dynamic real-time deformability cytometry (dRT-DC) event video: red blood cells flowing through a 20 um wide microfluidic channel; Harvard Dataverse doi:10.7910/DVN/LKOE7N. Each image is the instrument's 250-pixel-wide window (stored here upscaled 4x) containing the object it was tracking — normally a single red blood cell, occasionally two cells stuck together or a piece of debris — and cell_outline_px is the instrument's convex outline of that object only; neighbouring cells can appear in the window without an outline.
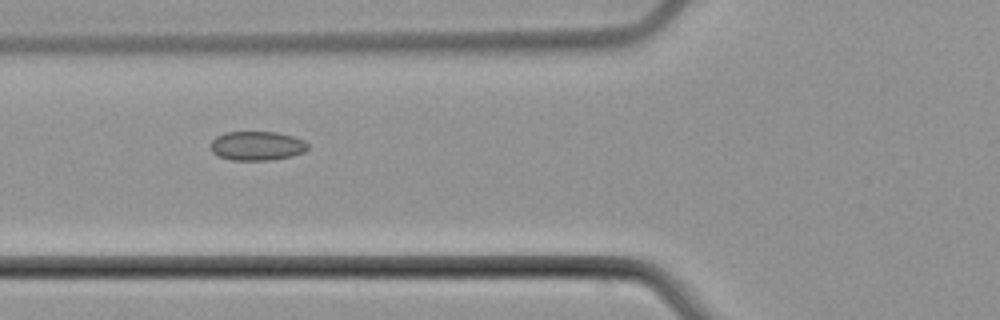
{"species": "common noctule bat (a hibernating species)", "species_latin": "Nyctalus noctula", "temperature_condition": "cold", "stored_images_in_passage": 6, "camera_frame_rate_fps": 3000, "um_per_image_px": 0.085, "animal": {"sex": "male", "body_mass_g": 21.5, "forearm_length_mm": 52.0}, "frame": {"image": 1, "passage_image": 6, "time_ms": 6.667, "image_size_px": [1000, 320], "cell_outline_px": [[308, 148], [304, 152], [292, 156], [268, 160], [232, 160], [220, 156], [212, 152], [208, 144], [216, 136], [224, 132], [276, 132], [292, 136], [304, 140], [308, 144]], "centroid_in_image_um": [21.82, 12.39], "position_along_channel_um": 104.0, "area_um2": 16.59}}